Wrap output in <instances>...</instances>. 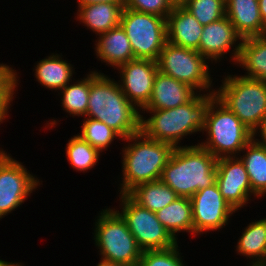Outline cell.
<instances>
[{"mask_svg": "<svg viewBox=\"0 0 266 266\" xmlns=\"http://www.w3.org/2000/svg\"><path fill=\"white\" fill-rule=\"evenodd\" d=\"M235 247L238 255L250 260L247 266H266V217L247 224Z\"/></svg>", "mask_w": 266, "mask_h": 266, "instance_id": "22", "label": "cell"}, {"mask_svg": "<svg viewBox=\"0 0 266 266\" xmlns=\"http://www.w3.org/2000/svg\"><path fill=\"white\" fill-rule=\"evenodd\" d=\"M119 71V85L127 99L139 110H143L152 95L154 79L158 72L157 61L134 59L122 64Z\"/></svg>", "mask_w": 266, "mask_h": 266, "instance_id": "14", "label": "cell"}, {"mask_svg": "<svg viewBox=\"0 0 266 266\" xmlns=\"http://www.w3.org/2000/svg\"><path fill=\"white\" fill-rule=\"evenodd\" d=\"M204 132L207 138L198 144L217 159L240 155L254 138V133L216 97L207 109L202 134Z\"/></svg>", "mask_w": 266, "mask_h": 266, "instance_id": "6", "label": "cell"}, {"mask_svg": "<svg viewBox=\"0 0 266 266\" xmlns=\"http://www.w3.org/2000/svg\"><path fill=\"white\" fill-rule=\"evenodd\" d=\"M6 118H0V125L3 124L6 120ZM6 150H4L3 148H0V156L5 152Z\"/></svg>", "mask_w": 266, "mask_h": 266, "instance_id": "40", "label": "cell"}, {"mask_svg": "<svg viewBox=\"0 0 266 266\" xmlns=\"http://www.w3.org/2000/svg\"><path fill=\"white\" fill-rule=\"evenodd\" d=\"M175 5H182L186 0H172Z\"/></svg>", "mask_w": 266, "mask_h": 266, "instance_id": "41", "label": "cell"}, {"mask_svg": "<svg viewBox=\"0 0 266 266\" xmlns=\"http://www.w3.org/2000/svg\"><path fill=\"white\" fill-rule=\"evenodd\" d=\"M78 6L96 3H124V0H76Z\"/></svg>", "mask_w": 266, "mask_h": 266, "instance_id": "35", "label": "cell"}, {"mask_svg": "<svg viewBox=\"0 0 266 266\" xmlns=\"http://www.w3.org/2000/svg\"><path fill=\"white\" fill-rule=\"evenodd\" d=\"M260 16L266 24V0H258Z\"/></svg>", "mask_w": 266, "mask_h": 266, "instance_id": "36", "label": "cell"}, {"mask_svg": "<svg viewBox=\"0 0 266 266\" xmlns=\"http://www.w3.org/2000/svg\"><path fill=\"white\" fill-rule=\"evenodd\" d=\"M178 243L167 249L143 251L138 266H187Z\"/></svg>", "mask_w": 266, "mask_h": 266, "instance_id": "31", "label": "cell"}, {"mask_svg": "<svg viewBox=\"0 0 266 266\" xmlns=\"http://www.w3.org/2000/svg\"><path fill=\"white\" fill-rule=\"evenodd\" d=\"M241 152L243 156L238 157L248 173L252 191L260 199L266 196V146L253 138Z\"/></svg>", "mask_w": 266, "mask_h": 266, "instance_id": "25", "label": "cell"}, {"mask_svg": "<svg viewBox=\"0 0 266 266\" xmlns=\"http://www.w3.org/2000/svg\"><path fill=\"white\" fill-rule=\"evenodd\" d=\"M157 219L177 241L178 234L182 232L193 235V215L191 199L177 197L169 205L155 212Z\"/></svg>", "mask_w": 266, "mask_h": 266, "instance_id": "23", "label": "cell"}, {"mask_svg": "<svg viewBox=\"0 0 266 266\" xmlns=\"http://www.w3.org/2000/svg\"><path fill=\"white\" fill-rule=\"evenodd\" d=\"M122 141V183L118 192L127 194L135 186L160 180L174 147L171 144L148 138L142 131ZM131 142V143H130Z\"/></svg>", "mask_w": 266, "mask_h": 266, "instance_id": "4", "label": "cell"}, {"mask_svg": "<svg viewBox=\"0 0 266 266\" xmlns=\"http://www.w3.org/2000/svg\"><path fill=\"white\" fill-rule=\"evenodd\" d=\"M137 204L152 212H157L173 202L178 196L161 180L145 182L127 193Z\"/></svg>", "mask_w": 266, "mask_h": 266, "instance_id": "26", "label": "cell"}, {"mask_svg": "<svg viewBox=\"0 0 266 266\" xmlns=\"http://www.w3.org/2000/svg\"><path fill=\"white\" fill-rule=\"evenodd\" d=\"M85 117L105 123L122 139L141 131V111L122 92L119 82L97 70L89 71Z\"/></svg>", "mask_w": 266, "mask_h": 266, "instance_id": "1", "label": "cell"}, {"mask_svg": "<svg viewBox=\"0 0 266 266\" xmlns=\"http://www.w3.org/2000/svg\"><path fill=\"white\" fill-rule=\"evenodd\" d=\"M196 144L174 148L162 171L160 180L178 197L191 198L199 190L216 183L217 158Z\"/></svg>", "mask_w": 266, "mask_h": 266, "instance_id": "3", "label": "cell"}, {"mask_svg": "<svg viewBox=\"0 0 266 266\" xmlns=\"http://www.w3.org/2000/svg\"><path fill=\"white\" fill-rule=\"evenodd\" d=\"M65 152L67 161L78 172H87L100 161L101 152L78 134L68 140Z\"/></svg>", "mask_w": 266, "mask_h": 266, "instance_id": "28", "label": "cell"}, {"mask_svg": "<svg viewBox=\"0 0 266 266\" xmlns=\"http://www.w3.org/2000/svg\"><path fill=\"white\" fill-rule=\"evenodd\" d=\"M257 136L260 137V139ZM254 138L259 143L266 146V119L263 121L261 126L254 132Z\"/></svg>", "mask_w": 266, "mask_h": 266, "instance_id": "34", "label": "cell"}, {"mask_svg": "<svg viewBox=\"0 0 266 266\" xmlns=\"http://www.w3.org/2000/svg\"><path fill=\"white\" fill-rule=\"evenodd\" d=\"M209 60L197 50L167 42L157 60L158 71L193 88L197 93H215ZM202 91V92H201Z\"/></svg>", "mask_w": 266, "mask_h": 266, "instance_id": "8", "label": "cell"}, {"mask_svg": "<svg viewBox=\"0 0 266 266\" xmlns=\"http://www.w3.org/2000/svg\"><path fill=\"white\" fill-rule=\"evenodd\" d=\"M73 78L71 84H67L63 89H61L58 94L61 97V107L63 106V111L74 118L84 117L88 108V98H89V72L85 77L77 79ZM61 93V94H60Z\"/></svg>", "mask_w": 266, "mask_h": 266, "instance_id": "27", "label": "cell"}, {"mask_svg": "<svg viewBox=\"0 0 266 266\" xmlns=\"http://www.w3.org/2000/svg\"><path fill=\"white\" fill-rule=\"evenodd\" d=\"M215 97V93H197L186 104L172 109L142 110L141 131L150 139L182 147L183 138L203 131L207 109ZM145 111L150 117L143 115Z\"/></svg>", "mask_w": 266, "mask_h": 266, "instance_id": "2", "label": "cell"}, {"mask_svg": "<svg viewBox=\"0 0 266 266\" xmlns=\"http://www.w3.org/2000/svg\"><path fill=\"white\" fill-rule=\"evenodd\" d=\"M94 222V244L99 249L100 259L138 266L142 250L129 231L126 221L115 208L99 211Z\"/></svg>", "mask_w": 266, "mask_h": 266, "instance_id": "7", "label": "cell"}, {"mask_svg": "<svg viewBox=\"0 0 266 266\" xmlns=\"http://www.w3.org/2000/svg\"><path fill=\"white\" fill-rule=\"evenodd\" d=\"M81 124V131L78 135L101 153L108 150L115 139L123 140L115 130L101 121L84 117Z\"/></svg>", "mask_w": 266, "mask_h": 266, "instance_id": "29", "label": "cell"}, {"mask_svg": "<svg viewBox=\"0 0 266 266\" xmlns=\"http://www.w3.org/2000/svg\"><path fill=\"white\" fill-rule=\"evenodd\" d=\"M61 54L52 53L46 58L37 61L33 68L36 81L44 88L59 92L73 79L75 73L74 65L64 60Z\"/></svg>", "mask_w": 266, "mask_h": 266, "instance_id": "21", "label": "cell"}, {"mask_svg": "<svg viewBox=\"0 0 266 266\" xmlns=\"http://www.w3.org/2000/svg\"><path fill=\"white\" fill-rule=\"evenodd\" d=\"M96 266H128L121 263L109 262L103 259H100V262Z\"/></svg>", "mask_w": 266, "mask_h": 266, "instance_id": "37", "label": "cell"}, {"mask_svg": "<svg viewBox=\"0 0 266 266\" xmlns=\"http://www.w3.org/2000/svg\"><path fill=\"white\" fill-rule=\"evenodd\" d=\"M224 75L220 87H215L216 98L254 133L266 119V82L240 74Z\"/></svg>", "mask_w": 266, "mask_h": 266, "instance_id": "5", "label": "cell"}, {"mask_svg": "<svg viewBox=\"0 0 266 266\" xmlns=\"http://www.w3.org/2000/svg\"><path fill=\"white\" fill-rule=\"evenodd\" d=\"M120 25L130 41L135 59L158 60L167 43L165 17L123 7Z\"/></svg>", "mask_w": 266, "mask_h": 266, "instance_id": "9", "label": "cell"}, {"mask_svg": "<svg viewBox=\"0 0 266 266\" xmlns=\"http://www.w3.org/2000/svg\"><path fill=\"white\" fill-rule=\"evenodd\" d=\"M216 166L220 193L237 212L246 207L251 198H259L252 191L248 173L238 156L218 158Z\"/></svg>", "mask_w": 266, "mask_h": 266, "instance_id": "13", "label": "cell"}, {"mask_svg": "<svg viewBox=\"0 0 266 266\" xmlns=\"http://www.w3.org/2000/svg\"><path fill=\"white\" fill-rule=\"evenodd\" d=\"M0 71H15V68L13 69V67H10L5 63H0Z\"/></svg>", "mask_w": 266, "mask_h": 266, "instance_id": "39", "label": "cell"}, {"mask_svg": "<svg viewBox=\"0 0 266 266\" xmlns=\"http://www.w3.org/2000/svg\"><path fill=\"white\" fill-rule=\"evenodd\" d=\"M0 266H25L24 265V263H22V262H7V261H5V260H2V259H0Z\"/></svg>", "mask_w": 266, "mask_h": 266, "instance_id": "38", "label": "cell"}, {"mask_svg": "<svg viewBox=\"0 0 266 266\" xmlns=\"http://www.w3.org/2000/svg\"><path fill=\"white\" fill-rule=\"evenodd\" d=\"M16 71H0V118L9 117L8 110L12 107L13 97L20 84L19 72Z\"/></svg>", "mask_w": 266, "mask_h": 266, "instance_id": "32", "label": "cell"}, {"mask_svg": "<svg viewBox=\"0 0 266 266\" xmlns=\"http://www.w3.org/2000/svg\"><path fill=\"white\" fill-rule=\"evenodd\" d=\"M76 21L97 35L120 25L124 3H96L77 6Z\"/></svg>", "mask_w": 266, "mask_h": 266, "instance_id": "20", "label": "cell"}, {"mask_svg": "<svg viewBox=\"0 0 266 266\" xmlns=\"http://www.w3.org/2000/svg\"><path fill=\"white\" fill-rule=\"evenodd\" d=\"M118 196L121 211L115 210L126 221L142 251L167 249L178 243L157 219L155 212L140 206L128 194Z\"/></svg>", "mask_w": 266, "mask_h": 266, "instance_id": "10", "label": "cell"}, {"mask_svg": "<svg viewBox=\"0 0 266 266\" xmlns=\"http://www.w3.org/2000/svg\"><path fill=\"white\" fill-rule=\"evenodd\" d=\"M241 42L242 38L237 34L231 21L225 16L203 26L197 51L207 58L211 64L224 60L229 53V62H233V65H236L240 54Z\"/></svg>", "mask_w": 266, "mask_h": 266, "instance_id": "15", "label": "cell"}, {"mask_svg": "<svg viewBox=\"0 0 266 266\" xmlns=\"http://www.w3.org/2000/svg\"><path fill=\"white\" fill-rule=\"evenodd\" d=\"M124 7L167 18L175 4L172 0H124Z\"/></svg>", "mask_w": 266, "mask_h": 266, "instance_id": "33", "label": "cell"}, {"mask_svg": "<svg viewBox=\"0 0 266 266\" xmlns=\"http://www.w3.org/2000/svg\"><path fill=\"white\" fill-rule=\"evenodd\" d=\"M197 92L189 85L173 77L157 72L152 95L143 110L172 109L189 102Z\"/></svg>", "mask_w": 266, "mask_h": 266, "instance_id": "16", "label": "cell"}, {"mask_svg": "<svg viewBox=\"0 0 266 266\" xmlns=\"http://www.w3.org/2000/svg\"><path fill=\"white\" fill-rule=\"evenodd\" d=\"M190 199L193 236L222 230L230 223L229 218L236 213V210L222 197L217 183L199 190Z\"/></svg>", "mask_w": 266, "mask_h": 266, "instance_id": "12", "label": "cell"}, {"mask_svg": "<svg viewBox=\"0 0 266 266\" xmlns=\"http://www.w3.org/2000/svg\"><path fill=\"white\" fill-rule=\"evenodd\" d=\"M236 65L245 71L243 76L266 82V36L242 39Z\"/></svg>", "mask_w": 266, "mask_h": 266, "instance_id": "24", "label": "cell"}, {"mask_svg": "<svg viewBox=\"0 0 266 266\" xmlns=\"http://www.w3.org/2000/svg\"><path fill=\"white\" fill-rule=\"evenodd\" d=\"M94 42L96 58L114 70L135 59L130 41L121 25L99 34Z\"/></svg>", "mask_w": 266, "mask_h": 266, "instance_id": "19", "label": "cell"}, {"mask_svg": "<svg viewBox=\"0 0 266 266\" xmlns=\"http://www.w3.org/2000/svg\"><path fill=\"white\" fill-rule=\"evenodd\" d=\"M167 42L198 50L203 25L182 5H175L166 18Z\"/></svg>", "mask_w": 266, "mask_h": 266, "instance_id": "17", "label": "cell"}, {"mask_svg": "<svg viewBox=\"0 0 266 266\" xmlns=\"http://www.w3.org/2000/svg\"><path fill=\"white\" fill-rule=\"evenodd\" d=\"M182 6L203 26L226 16L225 0H186Z\"/></svg>", "mask_w": 266, "mask_h": 266, "instance_id": "30", "label": "cell"}, {"mask_svg": "<svg viewBox=\"0 0 266 266\" xmlns=\"http://www.w3.org/2000/svg\"><path fill=\"white\" fill-rule=\"evenodd\" d=\"M5 151L0 156V219L13 213L31 196L42 180Z\"/></svg>", "mask_w": 266, "mask_h": 266, "instance_id": "11", "label": "cell"}, {"mask_svg": "<svg viewBox=\"0 0 266 266\" xmlns=\"http://www.w3.org/2000/svg\"><path fill=\"white\" fill-rule=\"evenodd\" d=\"M225 7L226 17L242 39L265 35L258 0H225Z\"/></svg>", "mask_w": 266, "mask_h": 266, "instance_id": "18", "label": "cell"}]
</instances>
